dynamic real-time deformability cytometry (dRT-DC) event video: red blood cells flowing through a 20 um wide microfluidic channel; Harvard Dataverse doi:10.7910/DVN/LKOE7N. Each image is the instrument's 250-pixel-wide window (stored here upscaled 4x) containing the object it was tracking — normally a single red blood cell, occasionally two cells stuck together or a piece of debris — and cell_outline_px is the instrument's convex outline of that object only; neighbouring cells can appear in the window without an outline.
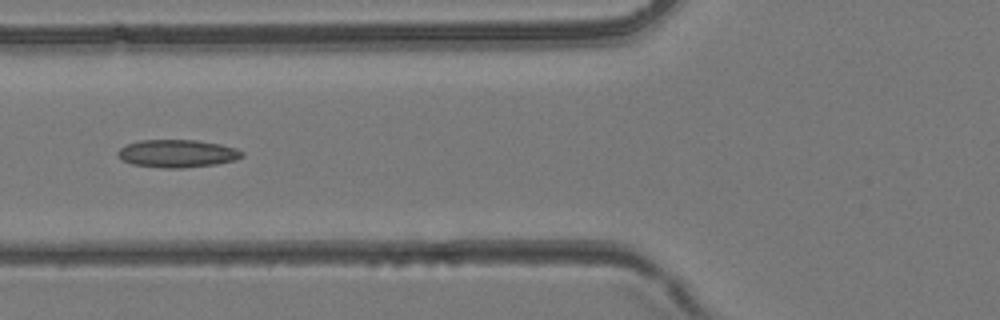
{"species": "common noctule bat (a hibernating species)", "species_latin": "Nyctalus noctula", "temperature_condition": "room temperature", "stored_images_in_passage": 33, "camera_frame_rate_fps": 3000, "um_per_image_px": 0.085, "animal": {"sex": "female", "body_mass_g": 24.6, "forearm_length_mm": 56.2}, "frame": {"image": 1, "passage_image": 7, "time_ms": 2.0, "image_size_px": [1000, 320], "cell_outline_px": [[244, 156], [236, 160], [216, 164], [180, 168], [160, 168], [132, 164], [124, 160], [116, 152], [120, 148], [128, 144], [140, 140], [196, 140], [220, 144], [236, 148], [244, 152]], "centroid_in_image_um": [15.1, 13.05], "position_along_channel_um": 110.7, "area_um2": 20.06}}
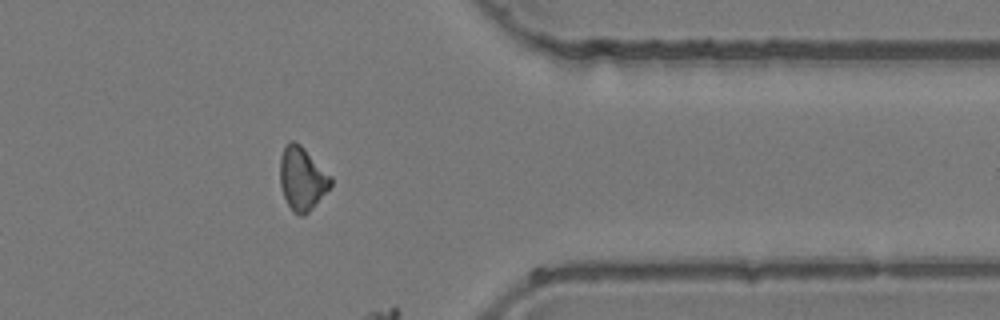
{"frame": {"image": 2, "passage_image": 25, "time_ms": 8.0, "image_size_px": [1000, 320], "cell_outline_px": [[332, 184], [312, 208], [304, 216], [300, 216], [292, 212], [284, 196], [280, 184], [280, 156], [284, 148], [292, 140], [296, 140], [332, 176]], "centroid_in_image_um": [25.68, 15.18], "position_along_channel_um": 385.7, "area_um2": 18.61}}
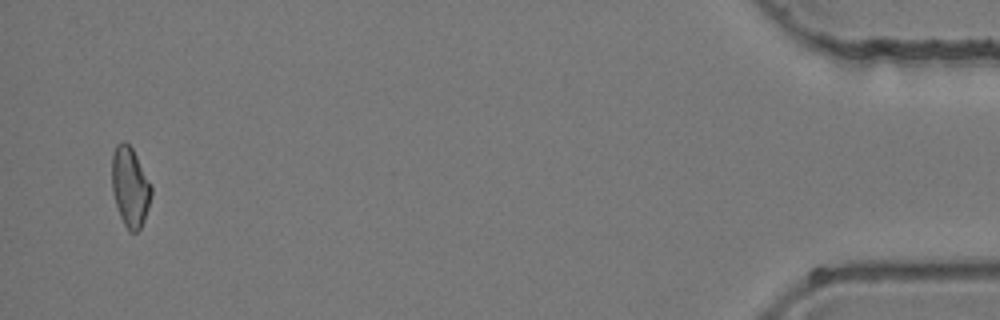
{"frame": {"image": 3, "passage_image": 32, "time_ms": 10.333, "image_size_px": [1000, 320], "cell_outline_px": [[152, 196], [144, 220], [140, 228], [136, 232], [128, 232], [120, 216], [112, 192], [112, 152], [116, 144], [124, 140], [132, 148], [152, 184]], "centroid_in_image_um": [11.06, 15.87], "position_along_channel_um": 424.1, "area_um2": 18.5}}